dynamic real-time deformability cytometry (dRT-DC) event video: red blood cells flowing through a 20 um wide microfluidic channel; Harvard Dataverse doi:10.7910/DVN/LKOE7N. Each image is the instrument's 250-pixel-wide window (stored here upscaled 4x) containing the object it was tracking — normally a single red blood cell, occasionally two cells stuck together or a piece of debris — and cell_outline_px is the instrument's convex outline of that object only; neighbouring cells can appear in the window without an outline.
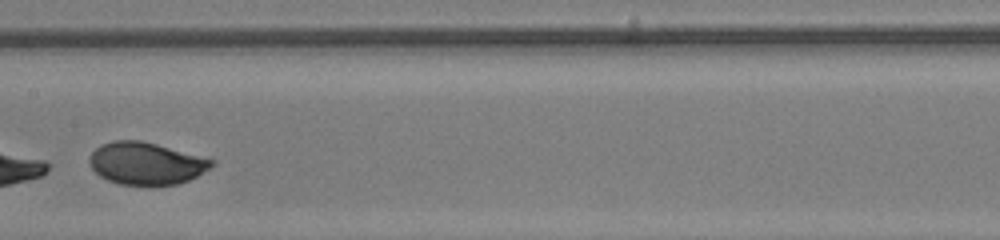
{"species": "human", "species_latin": "Homo sapiens", "temperature_condition": "room temperature", "stored_images_in_passage": 29, "segment_of_instrument_passage": [2, 2], "camera_frame_rate_fps": 3000, "um_per_image_px": 0.085, "donor": {"sex": "male"}, "frame": {"image": 1, "passage_image": 14, "time_ms": 4.333, "image_size_px": [1000, 240], "cell_outline_px": [[216, 164], [196, 176], [188, 180], [176, 184], [152, 188], [120, 184], [108, 180], [100, 176], [88, 164], [88, 160], [92, 152], [100, 144], [112, 140], [140, 140], [156, 144], [216, 160]], "centroid_in_image_um": [12.4, 13.92], "position_along_channel_um": 195.0, "area_um2": 30.69}}
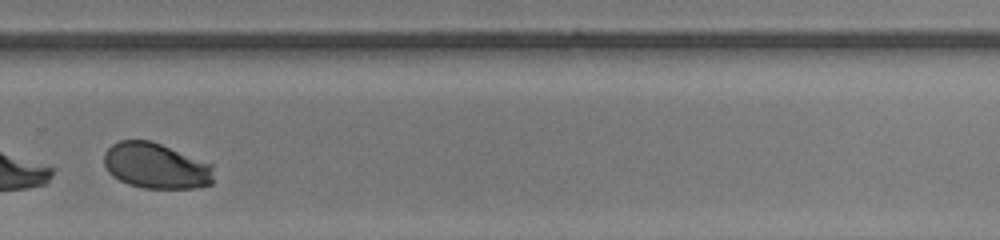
{"frame": {"image": 2, "passage_image": 23, "time_ms": 7.333, "image_size_px": [1000, 240], "cell_outline_px": [[212, 184], [196, 188], [144, 188], [128, 184], [112, 176], [108, 172], [104, 164], [104, 152], [112, 144], [120, 140], [152, 140], [212, 164]], "centroid_in_image_um": [13.23, 14.09], "position_along_channel_um": 316.6, "area_um2": 29.3}}
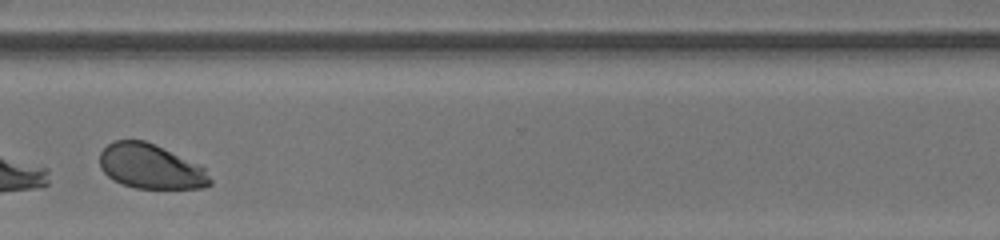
{"frame": {"image": 3, "passage_image": 26, "time_ms": 8.333, "image_size_px": [1000, 240], "cell_outline_px": [[212, 184], [204, 188], [136, 188], [112, 180], [100, 168], [100, 152], [112, 140], [144, 140], [200, 164], [204, 168], [212, 180]], "centroid_in_image_um": [12.81, 14.15], "position_along_channel_um": 357.8, "area_um2": 28.73}}